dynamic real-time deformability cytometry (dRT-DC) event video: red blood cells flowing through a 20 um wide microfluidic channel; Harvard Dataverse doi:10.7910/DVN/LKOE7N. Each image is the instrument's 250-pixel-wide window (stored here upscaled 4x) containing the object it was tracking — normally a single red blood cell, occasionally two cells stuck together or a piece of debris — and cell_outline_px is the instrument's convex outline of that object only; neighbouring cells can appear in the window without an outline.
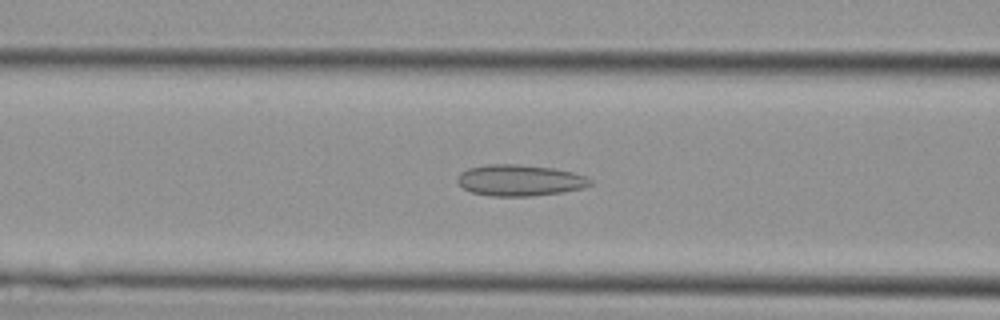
{"species": "Egyptian fruit bat (a non-hibernating species)", "species_latin": "Rousettus aegyptiacus", "temperature_condition": "cold", "stored_images_in_passage": 37, "camera_frame_rate_fps": 3000, "um_per_image_px": 0.085, "animal": {"sex": "female"}, "frame": {"image": 1, "passage_image": 14, "time_ms": 4.333, "image_size_px": [1000, 320], "cell_outline_px": [[592, 184], [584, 188], [564, 192], [532, 196], [492, 196], [472, 192], [464, 188], [456, 180], [460, 172], [468, 168], [488, 164], [520, 164], [552, 168], [572, 172], [584, 176], [592, 180]], "centroid_in_image_um": [44.19, 15.32], "position_along_channel_um": 122.4, "area_um2": 24.22}}
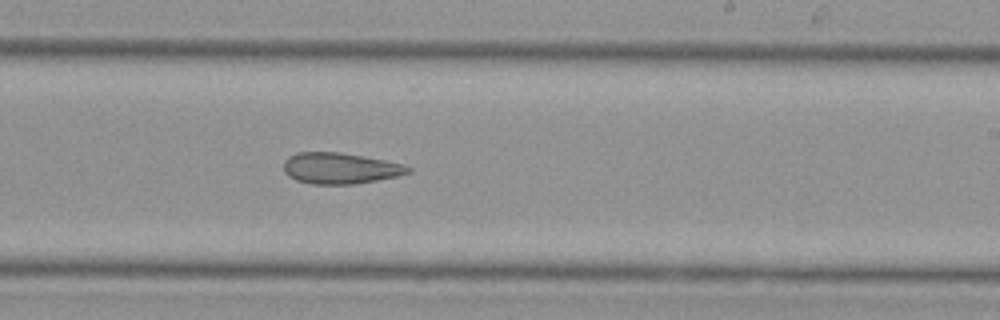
{"frame": {"image": 2, "passage_image": 22, "time_ms": 7.0, "image_size_px": [1000, 320], "cell_outline_px": [[412, 172], [400, 176], [352, 184], [312, 184], [296, 180], [288, 176], [284, 172], [284, 160], [288, 156], [296, 152], [340, 152], [364, 156], [404, 164], [412, 168]], "centroid_in_image_um": [28.92, 14.3], "position_along_channel_um": 260.1, "area_um2": 22.72}}
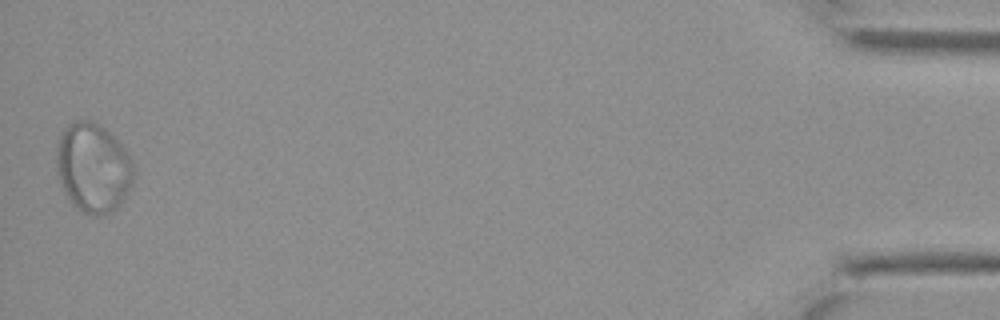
{"frame": {"image": 3, "passage_image": 37, "time_ms": 12.0, "image_size_px": [1000, 320], "cell_outline_px": [[136, 168], [132, 184], [128, 192], [120, 204], [116, 208], [104, 216], [88, 216], [76, 208], [72, 204], [56, 172], [56, 144], [64, 128], [72, 120], [92, 120], [100, 124], [128, 152]], "centroid_in_image_um": [7.92, 14.26], "position_along_channel_um": 427.3, "area_um2": 40.75}}